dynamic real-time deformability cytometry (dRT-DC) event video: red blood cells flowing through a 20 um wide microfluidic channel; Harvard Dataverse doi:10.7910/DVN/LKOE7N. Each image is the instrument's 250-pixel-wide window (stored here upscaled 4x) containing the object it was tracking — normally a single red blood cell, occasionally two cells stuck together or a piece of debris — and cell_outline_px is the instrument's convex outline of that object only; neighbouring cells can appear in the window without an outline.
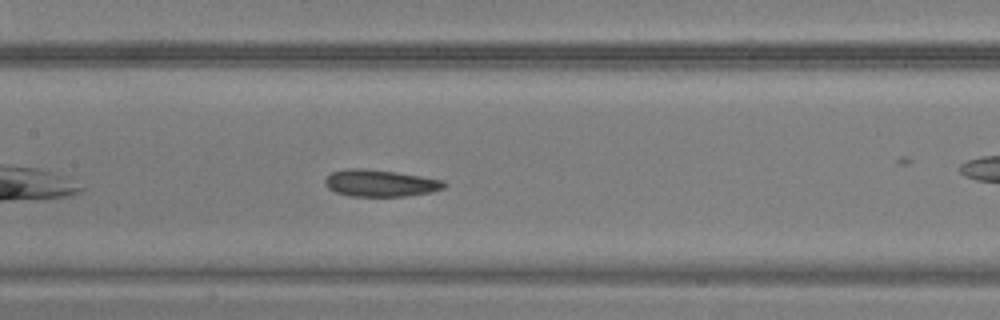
{"species": "common noctule bat (a hibernating species)", "species_latin": "Nyctalus noctula", "temperature_condition": "warm", "stored_images_in_passage": 38, "camera_frame_rate_fps": 3000, "um_per_image_px": 0.085, "animal": {"sex": "male", "body_mass_g": 20.5, "forearm_length_mm": 52.5}, "frame": {"image": 1, "passage_image": 12, "time_ms": 3.667, "image_size_px": [1000, 320], "cell_outline_px": [[448, 184], [444, 188], [432, 192], [404, 196], [348, 196], [336, 192], [328, 188], [324, 184], [324, 180], [332, 172], [348, 168], [364, 168], [396, 172], [444, 180]], "centroid_in_image_um": [32.33, 15.57], "position_along_channel_um": 175.1, "area_um2": 18.73}}